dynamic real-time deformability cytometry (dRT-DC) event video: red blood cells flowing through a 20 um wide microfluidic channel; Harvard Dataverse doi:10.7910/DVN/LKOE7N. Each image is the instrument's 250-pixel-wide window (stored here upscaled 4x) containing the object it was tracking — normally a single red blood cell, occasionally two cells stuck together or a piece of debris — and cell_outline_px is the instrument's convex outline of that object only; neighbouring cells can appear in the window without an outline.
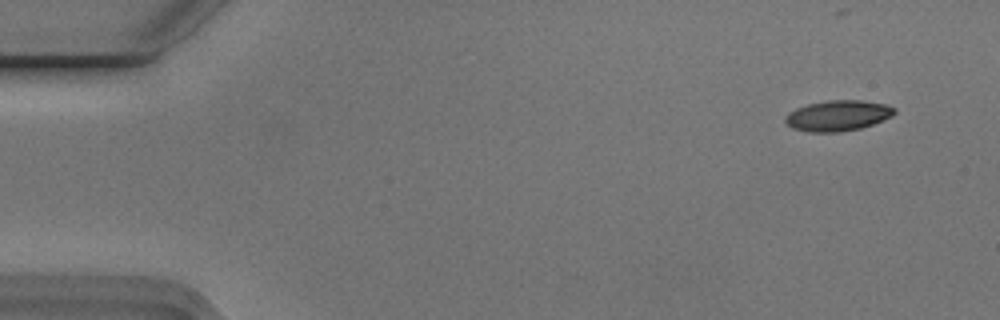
{"species": "Egyptian fruit bat (a non-hibernating species)", "species_latin": "Rousettus aegyptiacus", "temperature_condition": "cold", "stored_images_in_passage": 6, "camera_frame_rate_fps": 3000, "um_per_image_px": 0.085, "animal": {"sex": "male"}, "frame": {"image": 1, "passage_image": 2, "time_ms": 0.333, "image_size_px": [1000, 320], "cell_outline_px": [[896, 112], [892, 116], [872, 124], [860, 128], [840, 132], [808, 132], [792, 128], [784, 120], [784, 116], [788, 112], [796, 108], [808, 104], [824, 100], [864, 100], [888, 104], [896, 108]], "centroid_in_image_um": [71.22, 9.81], "position_along_channel_um": 13.8, "area_um2": 19.71}}
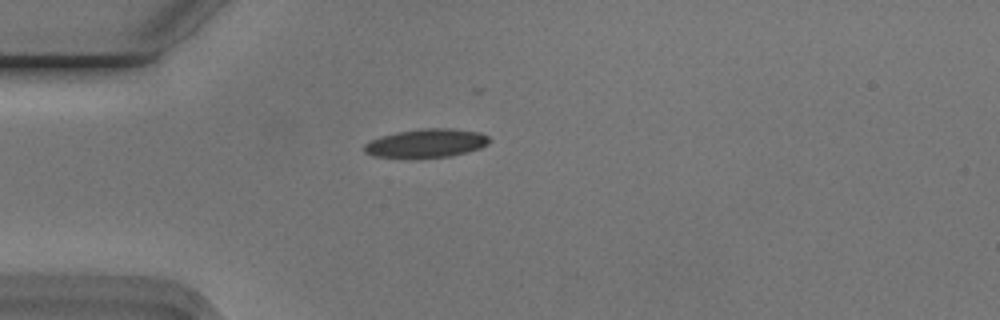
{"frame": {"image": 2, "passage_image": 5, "time_ms": 1.333, "image_size_px": [1000, 320], "cell_outline_px": [[492, 140], [488, 144], [480, 148], [468, 152], [452, 156], [412, 160], [372, 156], [364, 152], [364, 144], [380, 136], [396, 132], [424, 128], [452, 128], [480, 132], [488, 136]], "centroid_in_image_um": [36.22, 12.21], "position_along_channel_um": 48.8, "area_um2": 21.68}}